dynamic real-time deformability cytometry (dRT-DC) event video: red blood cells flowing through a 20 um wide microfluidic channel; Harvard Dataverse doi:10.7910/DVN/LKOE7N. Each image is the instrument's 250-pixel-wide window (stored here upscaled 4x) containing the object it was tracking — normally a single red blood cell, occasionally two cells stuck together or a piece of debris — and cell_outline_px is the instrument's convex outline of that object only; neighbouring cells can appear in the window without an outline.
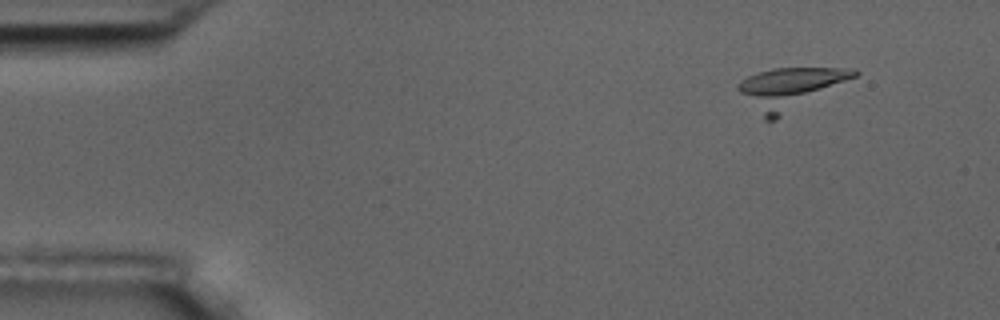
{"species": "common noctule bat (a hibernating species)", "species_latin": "Nyctalus noctula", "temperature_condition": "room temperature", "stored_images_in_passage": 6, "camera_frame_rate_fps": 3000, "um_per_image_px": 0.085, "animal": {"sex": "male", "body_mass_g": 17.5, "forearm_length_mm": 52.3}, "frame": {"image": 1, "passage_image": 3, "time_ms": 2.333, "image_size_px": [1000, 320], "cell_outline_px": [[860, 72], [856, 76], [776, 120], [764, 120], [736, 88], [736, 84], [740, 80], [756, 72], [772, 68], [856, 68]], "centroid_in_image_um": [67.12, 7.49], "position_along_channel_um": 17.9, "area_um2": 27.69}}
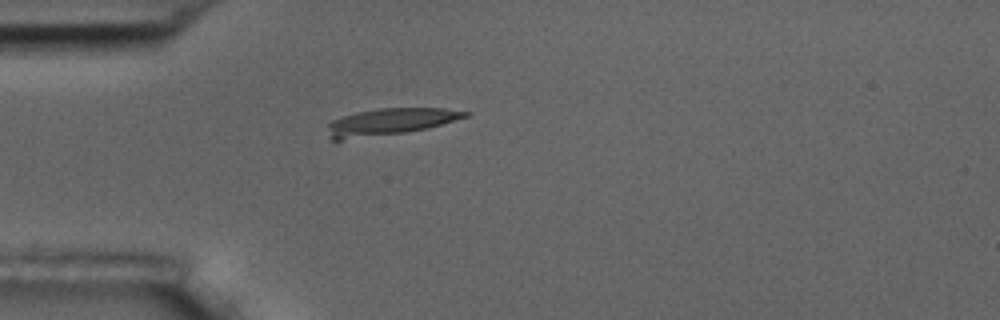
{"frame": {"image": 2, "passage_image": 6, "time_ms": 5.667, "image_size_px": [1000, 320], "cell_outline_px": [[472, 112], [468, 116], [428, 128], [404, 132], [340, 140], [332, 140], [328, 136], [328, 124], [332, 120], [356, 112], [380, 108], [444, 108]], "centroid_in_image_um": [33.15, 10.34], "position_along_channel_um": 51.8, "area_um2": 21.15}}